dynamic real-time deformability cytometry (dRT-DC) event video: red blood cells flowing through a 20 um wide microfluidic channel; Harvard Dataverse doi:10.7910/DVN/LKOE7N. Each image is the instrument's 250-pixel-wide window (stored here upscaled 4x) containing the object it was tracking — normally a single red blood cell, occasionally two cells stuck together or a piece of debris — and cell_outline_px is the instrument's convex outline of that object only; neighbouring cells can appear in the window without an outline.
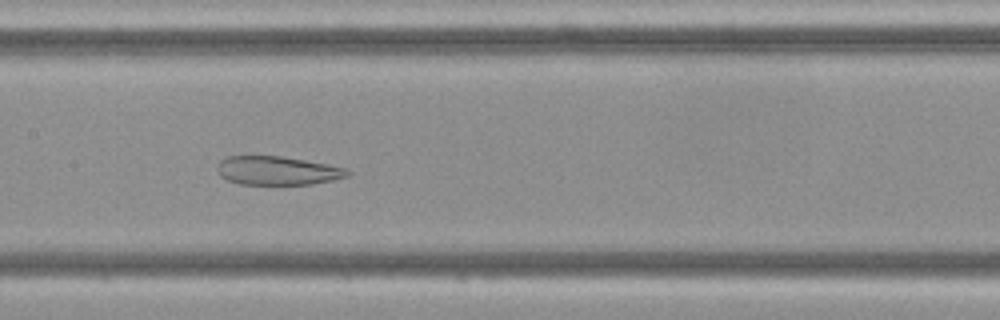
{"species": "Egyptian fruit bat (a non-hibernating species)", "species_latin": "Rousettus aegyptiacus", "temperature_condition": "cold", "stored_images_in_passage": 37, "camera_frame_rate_fps": 3000, "um_per_image_px": 0.085, "frame": {"image": 1, "passage_image": 12, "time_ms": 3.667, "image_size_px": [1000, 320], "cell_outline_px": [[352, 172], [348, 176], [332, 180], [312, 184], [240, 184], [228, 180], [220, 176], [216, 168], [220, 160], [228, 156], [280, 156], [328, 164], [344, 168]], "centroid_in_image_um": [23.56, 14.5], "position_along_channel_um": 183.8, "area_um2": 21.68}}
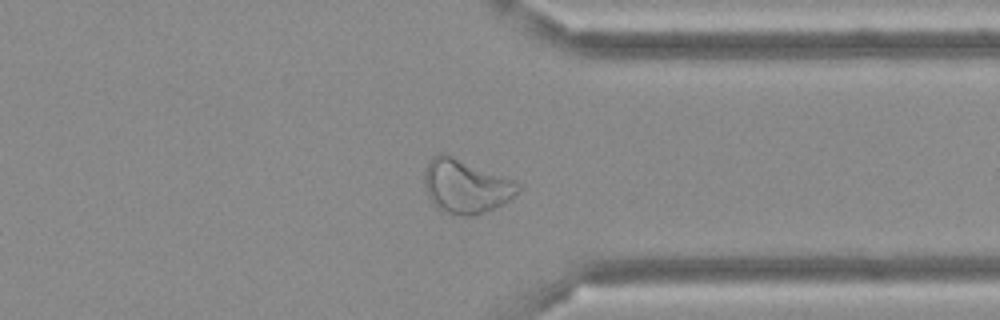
{"frame": {"image": 2, "passage_image": 26, "time_ms": 8.333, "image_size_px": [1000, 320], "cell_outline_px": [[524, 188], [520, 192], [508, 200], [484, 212], [472, 216], [460, 216], [444, 212], [436, 208], [428, 196], [424, 184], [424, 172], [428, 160], [432, 156], [440, 152], [444, 152], [516, 180], [524, 184]], "centroid_in_image_um": [39.61, 15.81], "position_along_channel_um": 371.8, "area_um2": 30.0}}
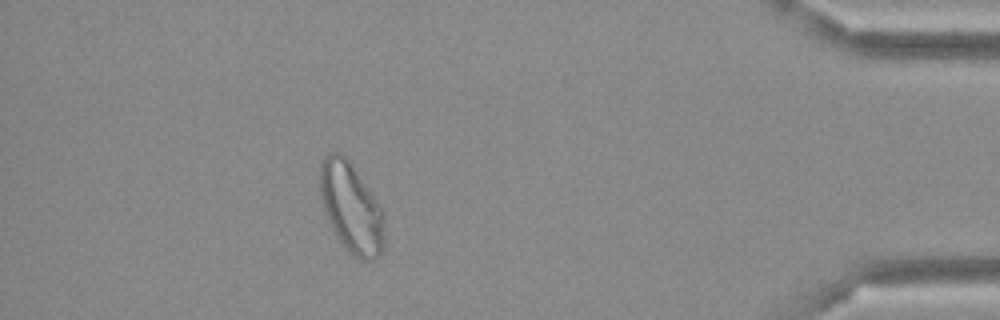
{"frame": {"image": 3, "passage_image": 32, "time_ms": 10.333, "image_size_px": [1000, 320], "cell_outline_px": [[384, 244], [380, 256], [372, 260], [360, 260], [336, 236], [324, 208], [320, 192], [320, 160], [328, 152], [340, 152], [348, 160], [376, 200], [384, 216]], "centroid_in_image_um": [29.85, 17.64], "position_along_channel_um": 405.3, "area_um2": 33.06}}